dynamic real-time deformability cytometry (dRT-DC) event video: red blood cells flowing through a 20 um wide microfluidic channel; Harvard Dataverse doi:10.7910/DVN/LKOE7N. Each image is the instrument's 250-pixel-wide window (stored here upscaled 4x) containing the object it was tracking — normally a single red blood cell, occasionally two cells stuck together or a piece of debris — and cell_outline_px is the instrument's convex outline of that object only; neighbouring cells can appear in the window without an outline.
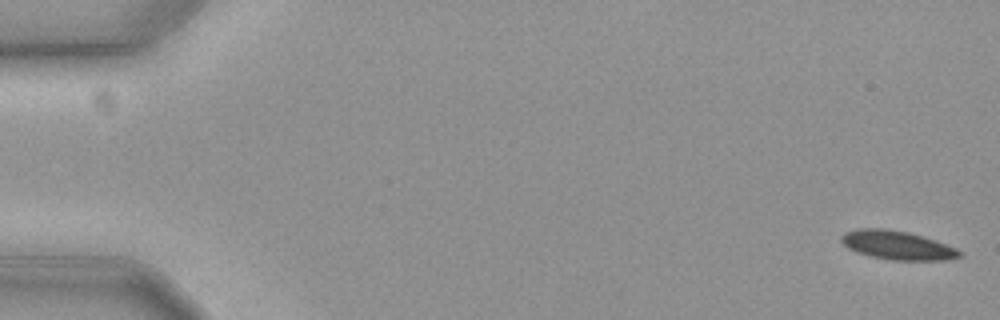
{"species": "common noctule bat (a hibernating species)", "species_latin": "Nyctalus noctula", "temperature_condition": "cold", "stored_images_in_passage": 59, "camera_frame_rate_fps": 3000, "um_per_image_px": 0.085, "animal": {"sex": "female", "body_mass_g": 19.3, "forearm_length_mm": 54.1}, "frame": {"image": 1, "passage_image": 1, "time_ms": 0.0, "image_size_px": [1000, 320], "cell_outline_px": [[960, 256], [944, 260], [892, 260], [872, 256], [856, 252], [848, 248], [840, 240], [840, 236], [844, 232], [860, 228], [880, 228], [908, 232], [956, 248], [960, 252]], "centroid_in_image_um": [76.19, 20.84], "position_along_channel_um": 8.8, "area_um2": 19.42}}
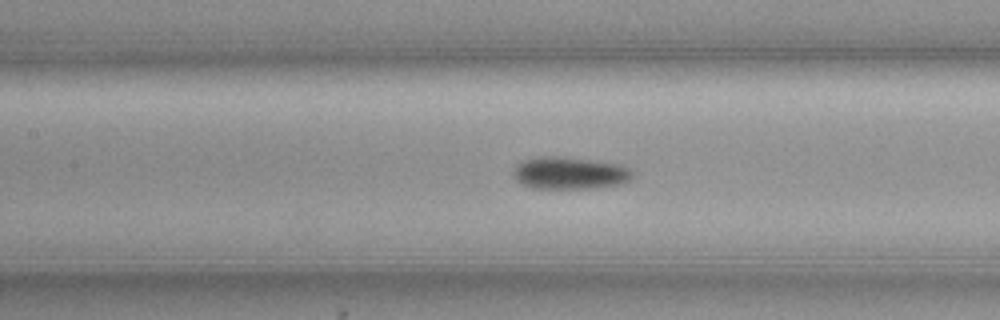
{"frame": {"image": 2, "passage_image": 27, "time_ms": 8.667, "image_size_px": [1000, 320], "cell_outline_px": [[632, 180], [620, 184], [600, 188], [532, 188], [516, 180], [512, 176], [512, 172], [516, 164], [524, 160], [544, 156], [560, 156], [620, 164], [632, 168]], "centroid_in_image_um": [48.45, 14.71], "position_along_channel_um": 159.0, "area_um2": 22.6}}
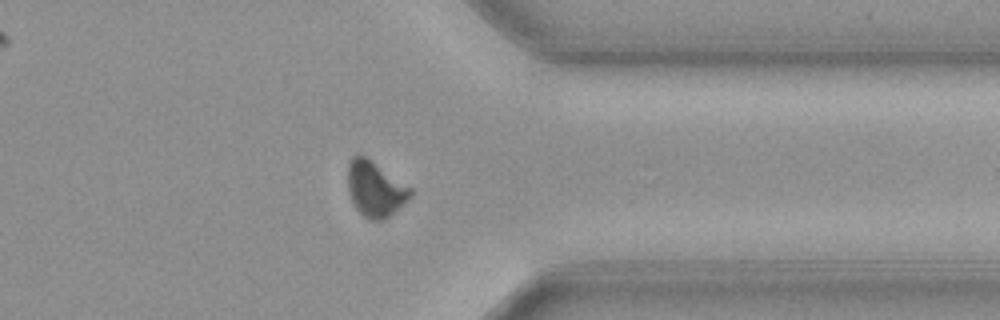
{"frame": {"image": 3, "passage_image": 46, "time_ms": 15.0, "image_size_px": [1000, 320], "cell_outline_px": [[412, 196], [408, 200], [384, 220], [368, 220], [356, 208], [348, 192], [348, 164], [352, 156], [364, 156], [412, 188]], "centroid_in_image_um": [31.89, 16.09], "position_along_channel_um": 379.5, "area_um2": 19.88}}